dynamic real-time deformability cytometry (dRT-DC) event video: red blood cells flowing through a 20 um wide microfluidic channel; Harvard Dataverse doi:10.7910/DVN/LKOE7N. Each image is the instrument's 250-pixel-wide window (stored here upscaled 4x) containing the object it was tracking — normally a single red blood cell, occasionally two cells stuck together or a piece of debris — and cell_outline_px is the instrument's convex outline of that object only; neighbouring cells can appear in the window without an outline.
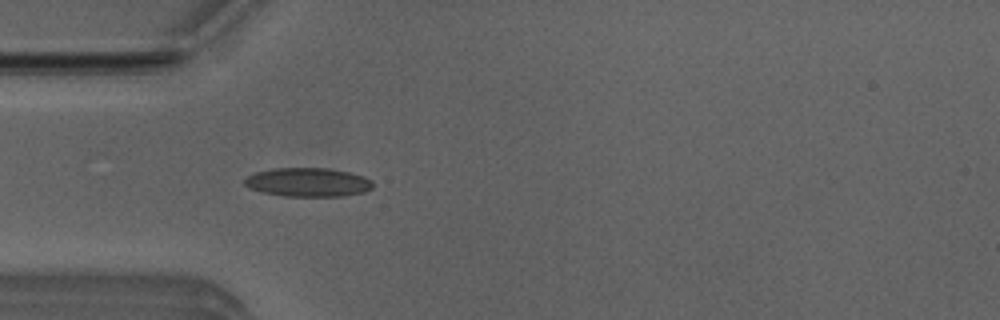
{"species": "Egyptian fruit bat (a non-hibernating species)", "species_latin": "Rousettus aegyptiacus", "temperature_condition": "room temperature", "stored_images_in_passage": 3, "camera_frame_rate_fps": 3000, "um_per_image_px": 0.085, "animal": {"sex": "male"}, "frame": {"image": 1, "passage_image": 3, "time_ms": 0.667, "image_size_px": [1000, 320], "cell_outline_px": [[372, 188], [364, 192], [344, 196], [284, 196], [264, 192], [248, 188], [244, 184], [244, 180], [248, 176], [256, 172], [276, 168], [328, 168], [348, 172], [364, 176], [372, 180]], "centroid_in_image_um": [26.19, 15.49], "position_along_channel_um": 58.8, "area_um2": 21.5}}